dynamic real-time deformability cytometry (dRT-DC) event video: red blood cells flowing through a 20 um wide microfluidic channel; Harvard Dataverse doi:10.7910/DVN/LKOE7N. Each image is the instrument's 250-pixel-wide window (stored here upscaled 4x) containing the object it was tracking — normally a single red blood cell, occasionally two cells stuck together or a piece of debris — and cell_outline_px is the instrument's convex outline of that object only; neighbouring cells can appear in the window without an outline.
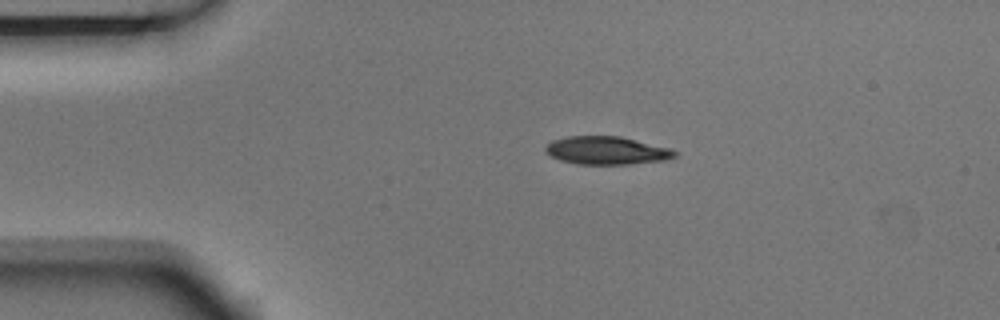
{"species": "Egyptian fruit bat (a non-hibernating species)", "species_latin": "Rousettus aegyptiacus", "temperature_condition": "room temperature", "stored_images_in_passage": 2, "camera_frame_rate_fps": 3000, "um_per_image_px": 0.085, "animal": {"sex": "male"}, "frame": {"image": 1, "passage_image": 1, "time_ms": 0.0, "image_size_px": [1000, 320], "cell_outline_px": [[680, 152], [676, 156], [664, 160], [628, 164], [576, 164], [560, 160], [544, 152], [544, 148], [552, 140], [568, 136], [620, 136], [672, 148]], "centroid_in_image_um": [51.59, 12.79], "position_along_channel_um": 33.4, "area_um2": 21.27}}